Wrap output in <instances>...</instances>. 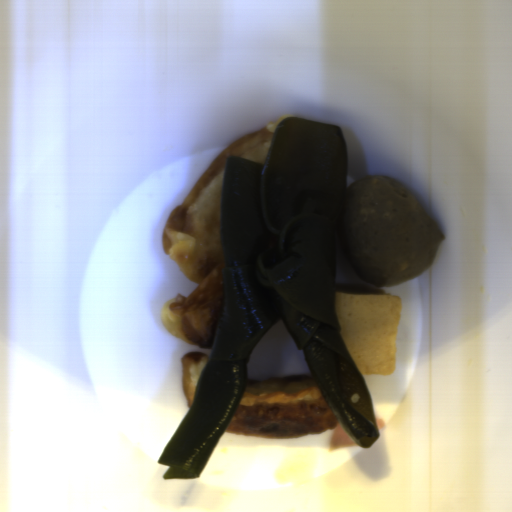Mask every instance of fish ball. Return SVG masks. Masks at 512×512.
<instances>
[{
	"label": "fish ball",
	"instance_id": "1",
	"mask_svg": "<svg viewBox=\"0 0 512 512\" xmlns=\"http://www.w3.org/2000/svg\"><path fill=\"white\" fill-rule=\"evenodd\" d=\"M335 317L362 376L395 373L403 300L383 287L336 284Z\"/></svg>",
	"mask_w": 512,
	"mask_h": 512
}]
</instances>
